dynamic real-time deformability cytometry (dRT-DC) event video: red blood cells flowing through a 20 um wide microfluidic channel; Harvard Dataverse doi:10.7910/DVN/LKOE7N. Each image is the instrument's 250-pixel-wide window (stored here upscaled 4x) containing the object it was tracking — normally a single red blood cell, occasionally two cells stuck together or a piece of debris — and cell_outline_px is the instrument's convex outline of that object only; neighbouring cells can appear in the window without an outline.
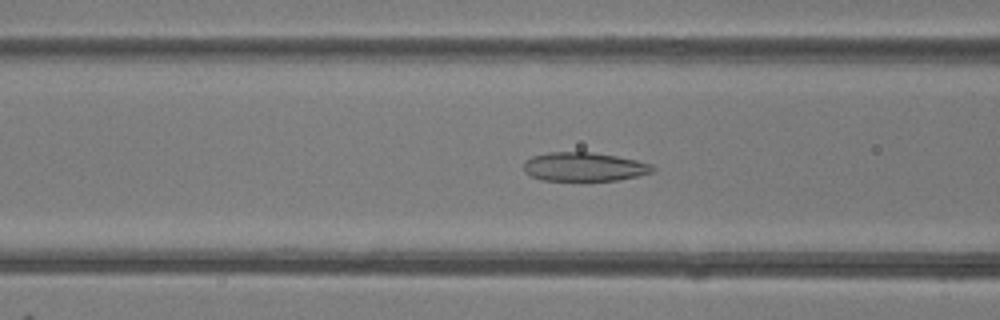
{"species": "common noctule bat (a hibernating species)", "species_latin": "Nyctalus noctula", "temperature_condition": "room temperature", "stored_images_in_passage": 48, "camera_frame_rate_fps": 3000, "um_per_image_px": 0.085, "animal": {"sex": "female"}, "frame": {"image": 1, "passage_image": 19, "time_ms": 6.0, "image_size_px": [1000, 320], "cell_outline_px": [[656, 168], [652, 172], [640, 176], [616, 180], [540, 180], [524, 172], [524, 160], [532, 156], [548, 152], [592, 152], [616, 156], [636, 160], [652, 164]], "centroid_in_image_um": [49.65, 14.17], "position_along_channel_um": 117.0, "area_um2": 21.73}}
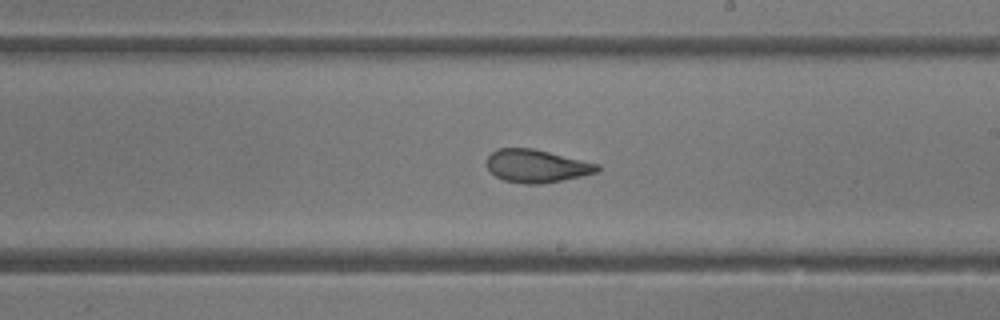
{"frame": {"image": 2, "passage_image": 28, "time_ms": 9.0, "image_size_px": [1000, 320], "cell_outline_px": [[600, 172], [544, 184], [524, 184], [504, 180], [496, 176], [488, 168], [488, 156], [492, 152], [500, 148], [532, 148], [600, 164]], "centroid_in_image_um": [45.66, 14.12], "position_along_channel_um": 243.3, "area_um2": 21.15}}
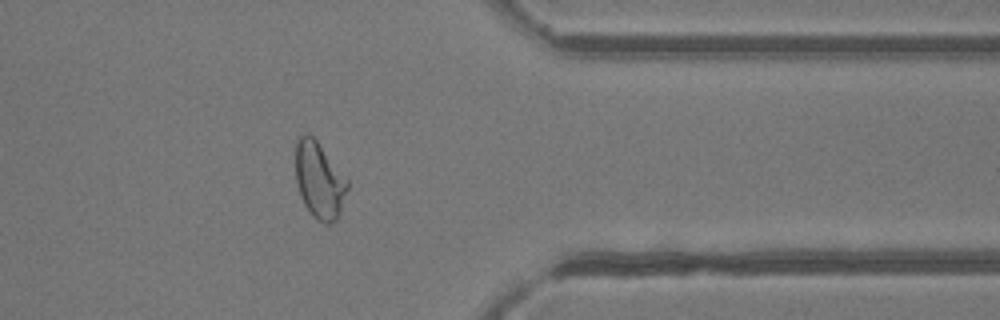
{"frame": {"image": 3, "passage_image": 39, "time_ms": 12.667, "image_size_px": [1000, 320], "cell_outline_px": [[348, 188], [340, 216], [336, 220], [328, 224], [324, 224], [312, 216], [304, 204], [300, 196], [296, 184], [296, 140], [304, 132], [308, 132], [316, 140], [348, 180]], "centroid_in_image_um": [27.14, 15.34], "position_along_channel_um": 384.3, "area_um2": 23.24}, "authors_computed_cell_mechanics": {"area_um2": 24.3916, "velocity_mm_per_s": 4.2207, "shape_relaxation_time_tau1_ms": null, "shape_relaxation_time_tau2_ms": 1.3416, "deformation_change_tau1": null, "deformation_change_tau2": 0.0937}}